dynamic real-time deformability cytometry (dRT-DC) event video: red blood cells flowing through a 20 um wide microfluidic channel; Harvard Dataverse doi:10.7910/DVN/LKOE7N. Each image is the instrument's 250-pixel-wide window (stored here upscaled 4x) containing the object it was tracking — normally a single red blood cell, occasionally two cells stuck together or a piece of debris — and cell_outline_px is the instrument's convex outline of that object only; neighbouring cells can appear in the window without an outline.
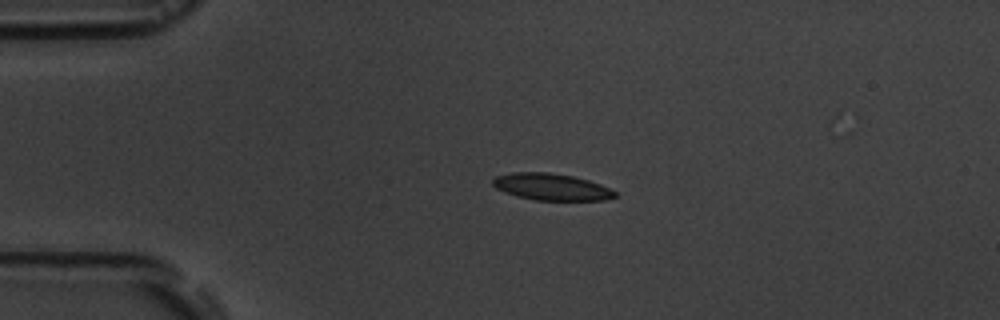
{"species": "common noctule bat (a hibernating species)", "species_latin": "Nyctalus noctula", "temperature_condition": "room temperature", "stored_images_in_passage": 5, "camera_frame_rate_fps": 3000, "um_per_image_px": 0.085, "animal": {"sex": "male", "body_mass_g": 19.5, "forearm_length_mm": 54.6}, "frame": {"image": 1, "passage_image": 2, "time_ms": 1.333, "image_size_px": [1000, 320], "cell_outline_px": [[616, 196], [604, 200], [536, 200], [516, 196], [504, 192], [496, 188], [492, 184], [492, 180], [496, 176], [512, 172], [548, 172], [572, 176], [588, 180], [612, 188], [616, 192]], "centroid_in_image_um": [46.86, 15.88], "position_along_channel_um": 38.1, "area_um2": 19.07}}
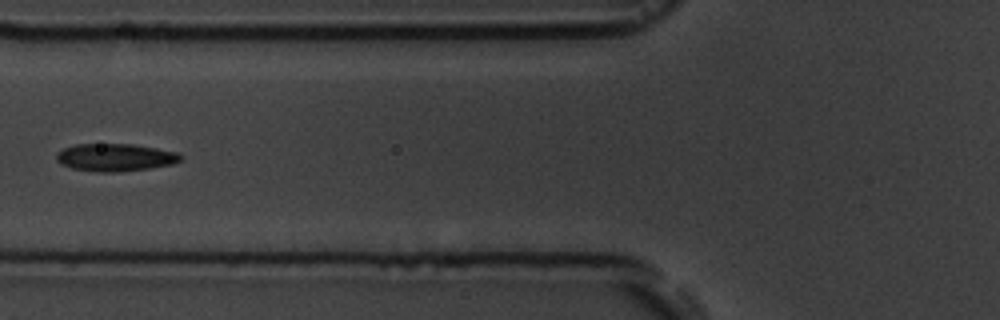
{"frame": {"image": 2, "passage_image": 4, "time_ms": 4.333, "image_size_px": [1000, 320], "cell_outline_px": [[184, 156], [180, 160], [172, 164], [148, 168], [116, 172], [96, 172], [72, 168], [60, 164], [56, 160], [56, 152], [64, 148], [76, 144], [132, 144], [180, 152]], "centroid_in_image_um": [9.79, 13.37], "position_along_channel_um": 116.0, "area_um2": 20.06}}
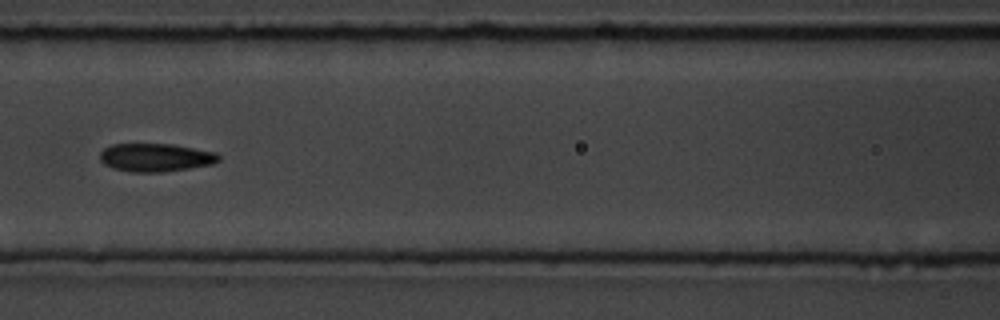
{"frame": {"image": 3, "passage_image": 5, "time_ms": 5.333, "image_size_px": [1000, 320], "cell_outline_px": [[220, 160], [212, 164], [188, 168], [160, 172], [132, 172], [112, 168], [104, 164], [100, 160], [100, 152], [104, 148], [112, 144], [172, 144], [216, 152], [220, 156]], "centroid_in_image_um": [13.21, 13.38], "position_along_channel_um": 153.4, "area_um2": 19.48}}